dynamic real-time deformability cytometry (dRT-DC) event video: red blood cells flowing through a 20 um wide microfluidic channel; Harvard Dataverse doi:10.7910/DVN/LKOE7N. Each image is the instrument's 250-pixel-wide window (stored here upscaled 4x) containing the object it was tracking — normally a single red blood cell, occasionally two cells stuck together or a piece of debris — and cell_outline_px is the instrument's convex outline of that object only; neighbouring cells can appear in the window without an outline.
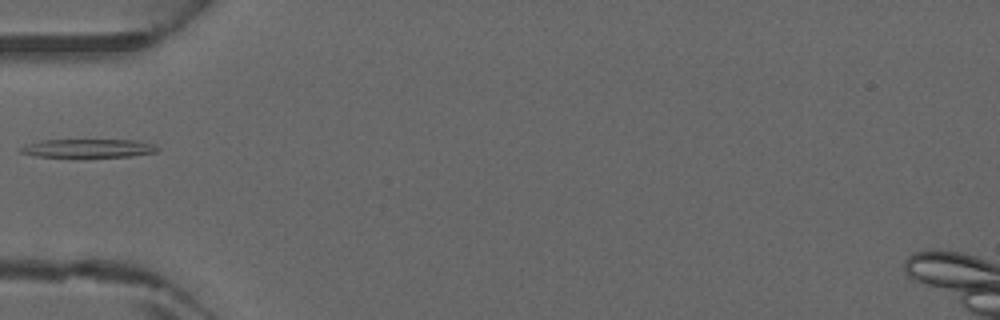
{"species": "common noctule bat (a hibernating species)", "species_latin": "Nyctalus noctula", "temperature_condition": "warm", "stored_images_in_passage": 4, "camera_frame_rate_fps": 3000, "um_per_image_px": 0.085, "animal": {"sex": "male", "forearm_length_mm": 52.5}, "frame": {"image": 1, "passage_image": 4, "time_ms": 1.0, "image_size_px": [1000, 320], "cell_outline_px": [[160, 148], [156, 152], [132, 156], [72, 160], [36, 156], [20, 152], [20, 148], [28, 144], [44, 140], [136, 140], [152, 144]], "centroid_in_image_um": [7.48, 12.66], "position_along_channel_um": 77.5, "area_um2": 15.66}}